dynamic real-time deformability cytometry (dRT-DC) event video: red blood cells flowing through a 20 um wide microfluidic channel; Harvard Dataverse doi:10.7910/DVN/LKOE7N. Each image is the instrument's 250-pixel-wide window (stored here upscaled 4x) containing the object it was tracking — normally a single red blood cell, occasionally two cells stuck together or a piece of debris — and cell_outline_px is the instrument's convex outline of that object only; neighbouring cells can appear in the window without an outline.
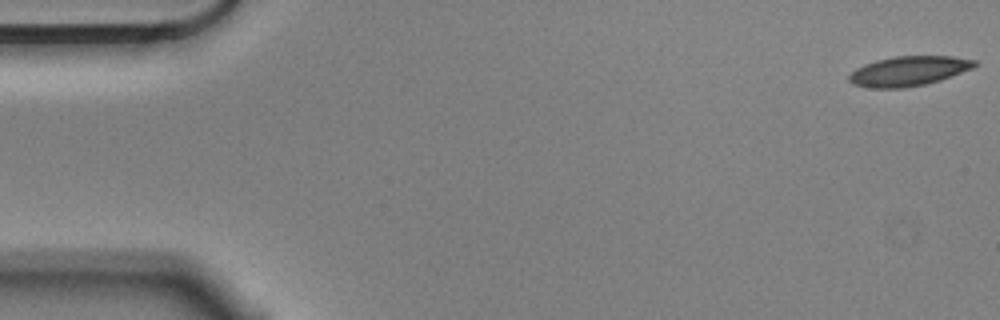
{"species": "Egyptian fruit bat (a non-hibernating species)", "species_latin": "Rousettus aegyptiacus", "temperature_condition": "cold", "stored_images_in_passage": 6, "camera_frame_rate_fps": 3000, "um_per_image_px": 0.085, "animal": {"sex": "male"}, "frame": {"image": 1, "passage_image": 1, "time_ms": 0.0, "image_size_px": [1000, 320], "cell_outline_px": [[976, 64], [972, 68], [940, 80], [924, 84], [904, 88], [872, 88], [852, 84], [848, 80], [848, 76], [856, 68], [864, 64], [876, 60], [896, 56], [952, 56], [976, 60]], "centroid_in_image_um": [77.2, 6.04], "position_along_channel_um": 7.8, "area_um2": 21.62}}